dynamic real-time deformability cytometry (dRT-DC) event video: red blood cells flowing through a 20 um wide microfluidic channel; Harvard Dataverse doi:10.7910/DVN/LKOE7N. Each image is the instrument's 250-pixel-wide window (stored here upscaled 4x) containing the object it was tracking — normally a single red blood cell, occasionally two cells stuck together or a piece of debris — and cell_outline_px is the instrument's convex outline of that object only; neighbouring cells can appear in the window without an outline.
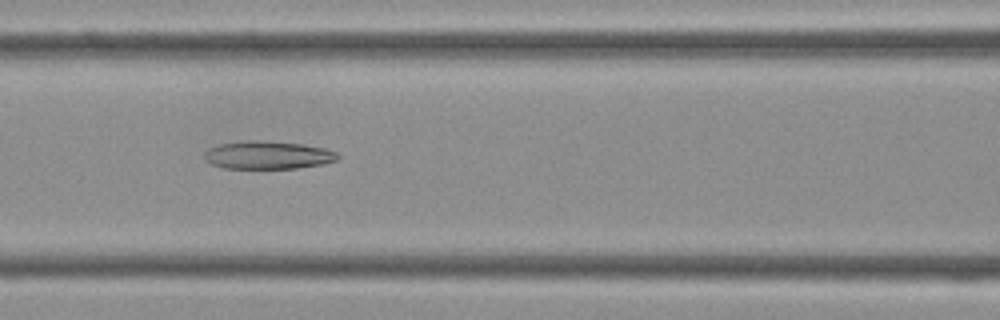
{"species": "Egyptian fruit bat (a non-hibernating species)", "species_latin": "Rousettus aegyptiacus", "temperature_condition": "cold", "stored_images_in_passage": 42, "camera_frame_rate_fps": 3000, "um_per_image_px": 0.085, "frame": {"image": 1, "passage_image": 18, "time_ms": 5.667, "image_size_px": [1000, 320], "cell_outline_px": [[340, 160], [324, 164], [296, 168], [224, 168], [212, 164], [204, 160], [204, 152], [208, 148], [220, 144], [244, 140], [256, 140], [304, 144], [324, 148], [336, 152], [340, 156]], "centroid_in_image_um": [22.78, 13.18], "position_along_channel_um": 143.8, "area_um2": 21.91}}
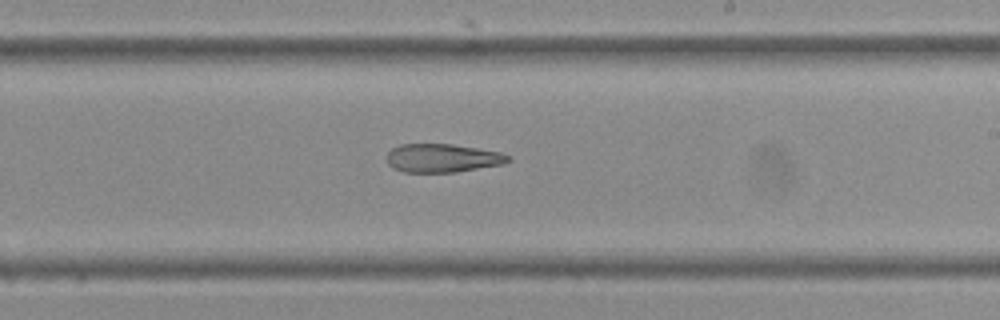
{"frame": {"image": 2, "passage_image": 25, "time_ms": 8.0, "image_size_px": [1000, 320], "cell_outline_px": [[512, 160], [504, 164], [456, 172], [404, 172], [392, 168], [388, 164], [388, 152], [392, 148], [400, 144], [452, 144], [500, 152], [512, 156]], "centroid_in_image_um": [37.64, 13.44], "position_along_channel_um": 251.4, "area_um2": 20.23}}
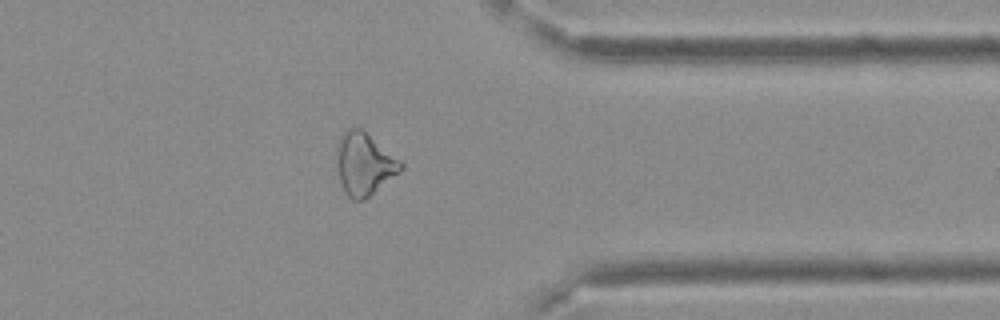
{"frame": {"image": 3, "passage_image": 34, "time_ms": 11.0, "image_size_px": [1000, 320], "cell_outline_px": [[404, 168], [400, 172], [364, 200], [352, 200], [344, 192], [340, 180], [336, 160], [336, 148], [340, 136], [348, 128], [360, 128], [400, 160], [404, 164]], "centroid_in_image_um": [30.94, 13.95], "position_along_channel_um": 380.5, "area_um2": 23.12}}